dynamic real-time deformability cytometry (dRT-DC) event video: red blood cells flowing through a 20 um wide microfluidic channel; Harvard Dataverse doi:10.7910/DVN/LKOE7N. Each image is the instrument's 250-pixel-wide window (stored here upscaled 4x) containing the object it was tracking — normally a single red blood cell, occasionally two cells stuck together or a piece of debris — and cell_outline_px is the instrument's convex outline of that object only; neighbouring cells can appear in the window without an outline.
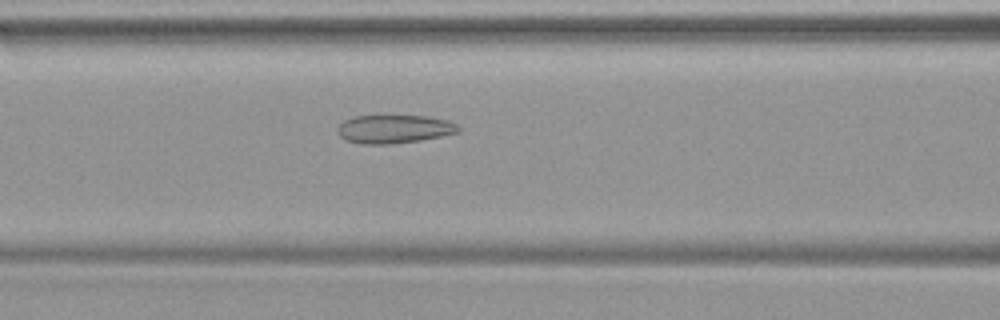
{"species": "common noctule bat (a hibernating species)", "species_latin": "Nyctalus noctula", "temperature_condition": "warm", "stored_images_in_passage": 48, "camera_frame_rate_fps": 3000, "um_per_image_px": 0.085, "animal": {"sex": "female", "body_mass_g": 19.9}, "frame": {"image": 1, "passage_image": 20, "time_ms": 6.333, "image_size_px": [1000, 320], "cell_outline_px": [[460, 132], [420, 140], [388, 144], [360, 144], [344, 140], [336, 132], [336, 128], [344, 120], [352, 116], [428, 116], [448, 120], [456, 124], [460, 128]], "centroid_in_image_um": [33.46, 10.97], "position_along_channel_um": 133.1, "area_um2": 20.11}}
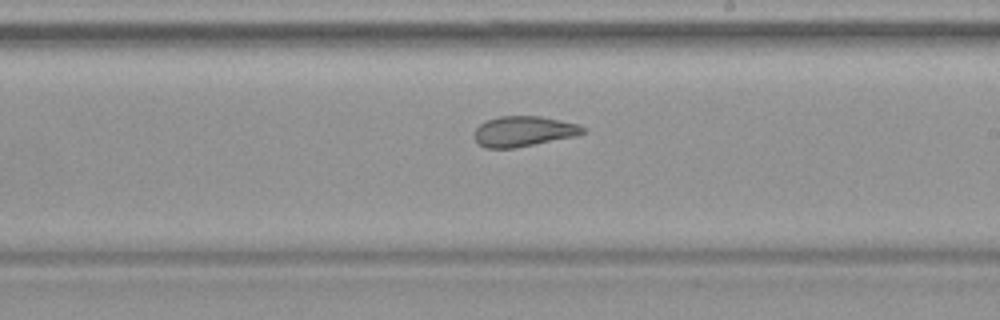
{"frame": {"image": 2, "passage_image": 28, "time_ms": 9.0, "image_size_px": [1000, 320], "cell_outline_px": [[588, 128], [584, 132], [576, 136], [516, 148], [484, 148], [472, 136], [476, 128], [480, 124], [488, 120], [500, 116], [540, 116], [580, 124]], "centroid_in_image_um": [44.53, 11.16], "position_along_channel_um": 244.5, "area_um2": 19.36}}
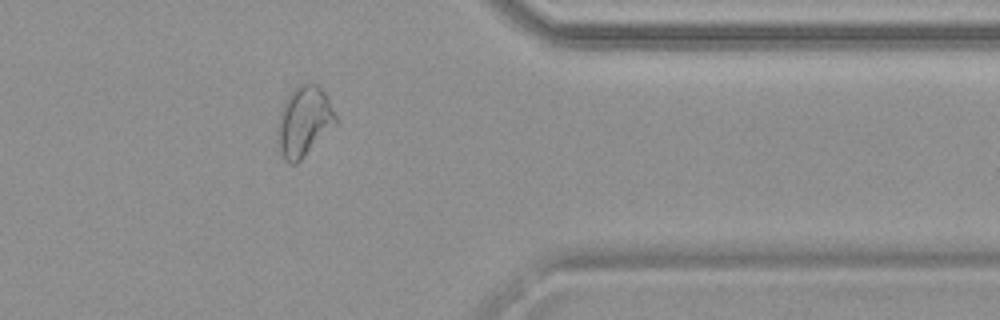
{"frame": {"image": 3, "passage_image": 39, "time_ms": 12.667, "image_size_px": [1000, 320], "cell_outline_px": [[336, 124], [296, 164], [288, 164], [284, 160], [280, 152], [276, 140], [276, 128], [280, 112], [284, 100], [288, 92], [300, 84], [312, 80], [320, 84], [328, 96], [336, 116]], "centroid_in_image_um": [25.81, 10.27], "position_along_channel_um": 385.6, "area_um2": 24.39}}